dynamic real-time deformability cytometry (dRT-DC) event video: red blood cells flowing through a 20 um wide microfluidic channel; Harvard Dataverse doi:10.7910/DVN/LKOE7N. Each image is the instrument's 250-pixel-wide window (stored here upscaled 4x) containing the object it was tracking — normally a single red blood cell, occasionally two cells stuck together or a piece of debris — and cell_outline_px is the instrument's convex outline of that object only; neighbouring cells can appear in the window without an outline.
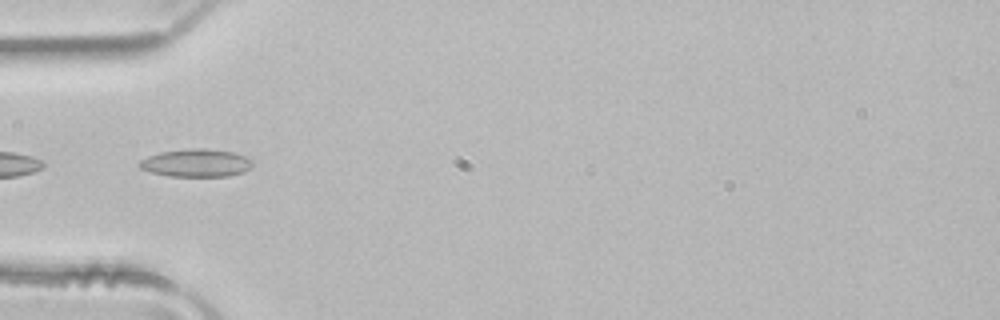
{"species": "common noctule bat (a hibernating species)", "species_latin": "Nyctalus noctula", "temperature_condition": "room temperature", "stored_images_in_passage": 2, "camera_frame_rate_fps": 3000, "um_per_image_px": 0.085, "animal": {"sex": "male", "body_mass_g": 21.5, "forearm_length_mm": 52.0}, "frame": {"image": 1, "passage_image": 2, "time_ms": 0.333, "image_size_px": [1000, 320], "cell_outline_px": [[252, 164], [244, 172], [228, 176], [168, 176], [152, 172], [140, 168], [136, 164], [140, 160], [148, 156], [160, 152], [184, 148], [208, 148], [232, 152], [244, 156], [252, 160]], "centroid_in_image_um": [16.63, 13.84], "position_along_channel_um": 68.4, "area_um2": 18.44}}